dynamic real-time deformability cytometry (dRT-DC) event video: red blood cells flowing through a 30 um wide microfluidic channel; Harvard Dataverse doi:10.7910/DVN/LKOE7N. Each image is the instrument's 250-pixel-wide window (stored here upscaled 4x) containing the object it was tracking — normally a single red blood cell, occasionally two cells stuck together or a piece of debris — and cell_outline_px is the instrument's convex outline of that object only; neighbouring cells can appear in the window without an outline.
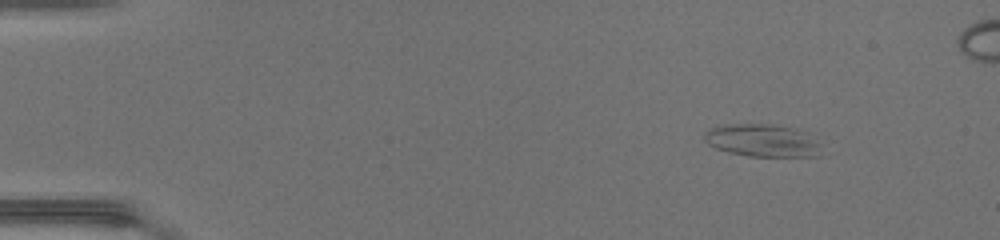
{"species": "common noctule bat (a hibernating species)", "species_latin": "Nyctalus noctula", "temperature_condition": "warm", "stored_images_in_passage": 44, "camera_frame_rate_fps": 3000, "um_per_image_px": 0.085, "animal": {"sex": "female", "body_mass_g": 17.0, "forearm_length_mm": 48.0}, "frame": {"image": 1, "passage_image": 1, "time_ms": 0.0, "image_size_px": [1000, 240], "cell_outline_px": [[820, 156], [748, 156], [728, 152], [716, 148], [708, 144], [704, 140], [704, 132], [708, 128], [720, 124], [772, 124], [796, 128], [808, 132], [820, 144]], "centroid_in_image_um": [64.79, 11.92], "position_along_channel_um": 20.2, "area_um2": 22.6}}
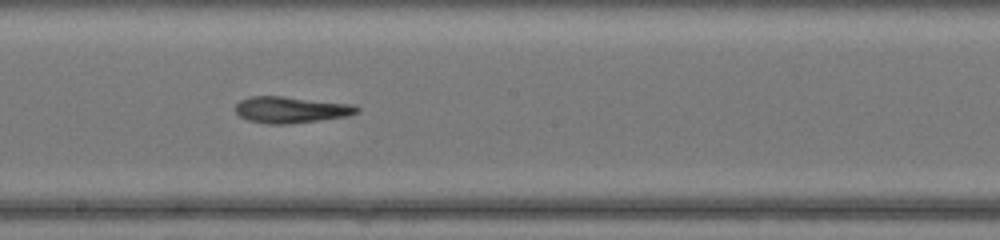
{"frame": {"image": 2, "passage_image": 23, "time_ms": 7.333, "image_size_px": [1000, 240], "cell_outline_px": [[360, 112], [348, 116], [288, 124], [268, 124], [248, 120], [240, 116], [236, 112], [236, 104], [240, 100], [252, 96], [280, 96], [352, 104], [360, 108]], "centroid_in_image_um": [24.74, 9.33], "position_along_channel_um": 223.5, "area_um2": 18.55}}
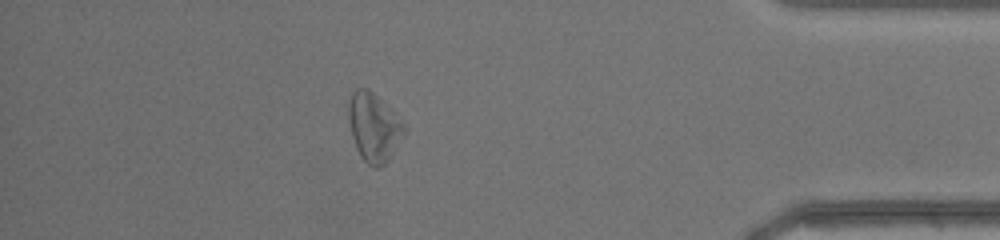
{"frame": {"image": 3, "passage_image": 38, "time_ms": 12.333, "image_size_px": [1000, 240], "cell_outline_px": [[408, 128], [392, 156], [380, 168], [376, 168], [368, 164], [360, 156], [356, 148], [352, 136], [348, 120], [348, 104], [352, 92], [356, 88], [368, 88]], "centroid_in_image_um": [31.77, 10.85], "position_along_channel_um": 403.4, "area_um2": 22.08}}